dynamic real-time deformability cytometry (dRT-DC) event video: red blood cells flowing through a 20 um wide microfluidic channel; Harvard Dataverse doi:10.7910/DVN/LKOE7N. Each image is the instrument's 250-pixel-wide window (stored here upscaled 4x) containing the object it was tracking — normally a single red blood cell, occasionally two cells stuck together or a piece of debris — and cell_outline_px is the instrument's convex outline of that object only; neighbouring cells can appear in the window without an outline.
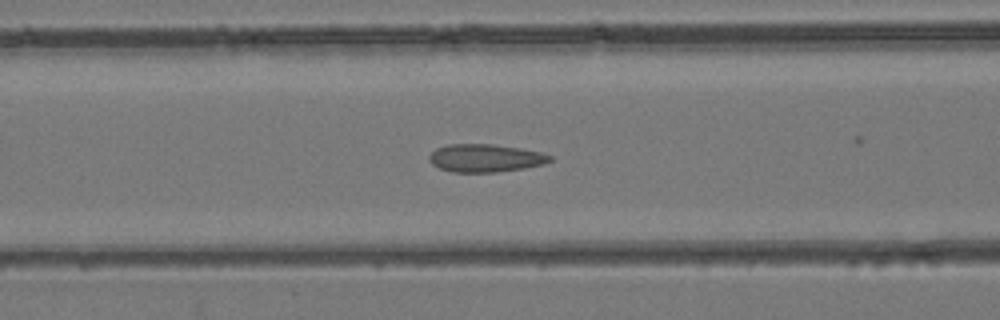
{"species": "common noctule bat (a hibernating species)", "species_latin": "Nyctalus noctula", "temperature_condition": "room temperature", "stored_images_in_passage": 30, "camera_frame_rate_fps": 3000, "um_per_image_px": 0.085, "animal": {"sex": "female", "body_mass_g": 24.6, "forearm_length_mm": 56.2}, "frame": {"image": 1, "passage_image": 11, "time_ms": 3.333, "image_size_px": [1000, 320], "cell_outline_px": [[552, 160], [544, 164], [524, 168], [496, 172], [452, 172], [440, 168], [432, 164], [428, 160], [428, 156], [436, 148], [448, 144], [492, 144], [520, 148], [540, 152], [552, 156]], "centroid_in_image_um": [41.24, 13.43], "position_along_channel_um": 125.4, "area_um2": 19.65}}
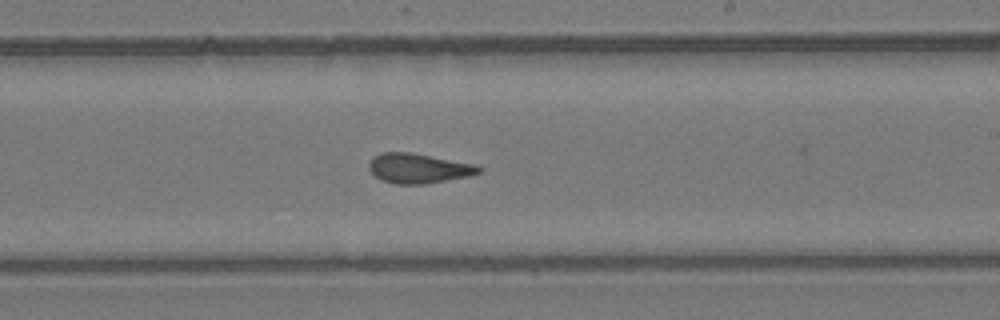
{"frame": {"image": 2, "passage_image": 20, "time_ms": 6.333, "image_size_px": [1000, 320], "cell_outline_px": [[484, 168], [480, 172], [468, 176], [428, 184], [396, 184], [380, 180], [368, 168], [368, 164], [372, 156], [380, 152], [412, 152], [476, 164]], "centroid_in_image_um": [35.57, 14.3], "position_along_channel_um": 253.4, "area_um2": 19.36}}
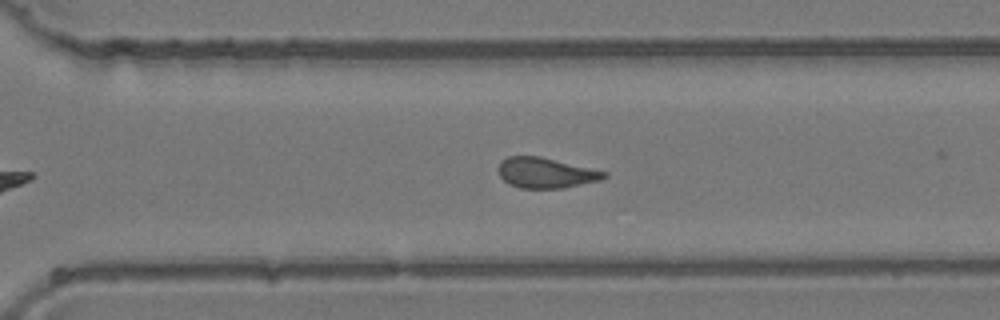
{"frame": {"image": 3, "passage_image": 25, "time_ms": 8.0, "image_size_px": [1000, 320], "cell_outline_px": [[608, 176], [600, 180], [564, 188], [520, 188], [508, 184], [500, 176], [500, 160], [508, 156], [540, 156], [608, 172]], "centroid_in_image_um": [46.4, 14.69], "position_along_channel_um": 324.2, "area_um2": 18.67}}